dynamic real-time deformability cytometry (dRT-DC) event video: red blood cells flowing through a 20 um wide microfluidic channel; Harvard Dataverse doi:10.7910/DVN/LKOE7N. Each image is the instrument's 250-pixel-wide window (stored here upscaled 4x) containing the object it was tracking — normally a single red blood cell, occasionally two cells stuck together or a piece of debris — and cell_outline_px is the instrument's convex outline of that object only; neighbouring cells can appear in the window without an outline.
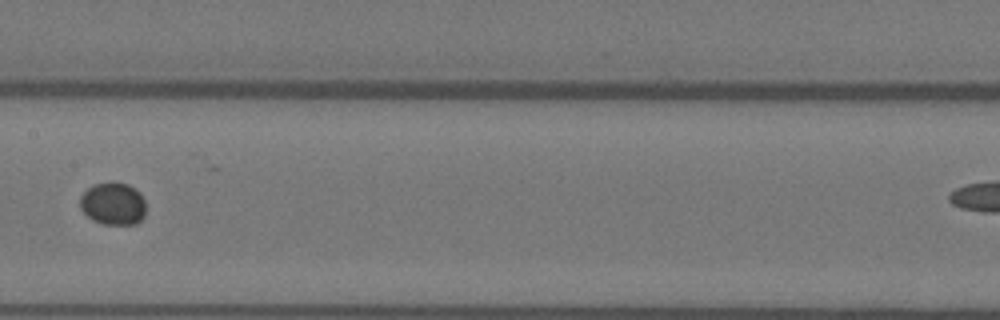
{"species": "Egyptian fruit bat (a non-hibernating species)", "species_latin": "Rousettus aegyptiacus", "temperature_condition": "warm", "stored_images_in_passage": 11, "camera_frame_rate_fps": 3000, "um_per_image_px": 0.085, "animal": {"sex": "female"}, "frame": {"image": 1, "passage_image": 7, "time_ms": 2.0, "image_size_px": [1000, 320], "cell_outline_px": [[144, 216], [136, 224], [104, 224], [92, 220], [80, 208], [80, 196], [92, 184], [112, 180], [128, 184], [136, 188], [140, 192], [144, 200]], "centroid_in_image_um": [9.6, 17.28], "position_along_channel_um": 197.8, "area_um2": 16.59}}
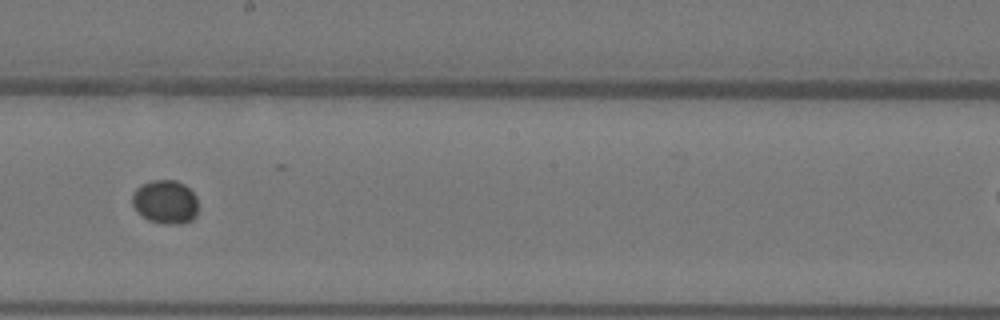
{"frame": {"image": 2, "passage_image": 8, "time_ms": 2.333, "image_size_px": [1000, 320], "cell_outline_px": [[196, 216], [192, 220], [180, 224], [172, 224], [148, 220], [136, 212], [132, 204], [132, 196], [136, 188], [140, 184], [152, 180], [176, 180], [184, 184], [196, 196]], "centroid_in_image_um": [14.02, 17.15], "position_along_channel_um": 234.2, "area_um2": 16.82}}
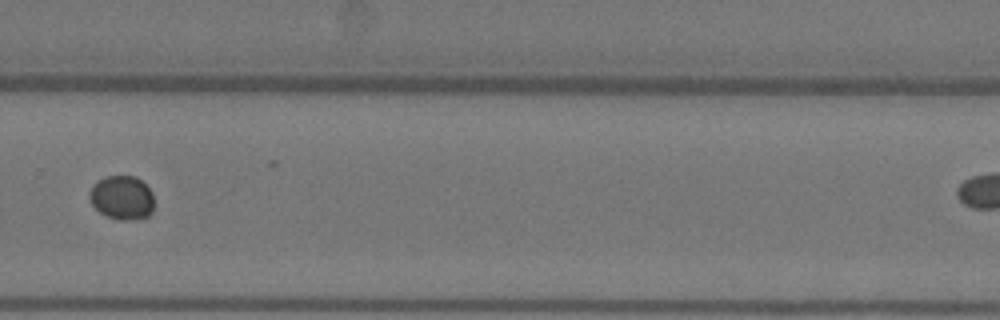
{"frame": {"image": 3, "passage_image": 10, "time_ms": 3.0, "image_size_px": [1000, 320], "cell_outline_px": [[152, 212], [148, 216], [136, 220], [120, 220], [108, 216], [100, 212], [92, 204], [88, 196], [92, 184], [96, 180], [104, 176], [136, 176], [152, 192]], "centroid_in_image_um": [10.34, 16.79], "position_along_channel_um": 319.5, "area_um2": 16.59}}